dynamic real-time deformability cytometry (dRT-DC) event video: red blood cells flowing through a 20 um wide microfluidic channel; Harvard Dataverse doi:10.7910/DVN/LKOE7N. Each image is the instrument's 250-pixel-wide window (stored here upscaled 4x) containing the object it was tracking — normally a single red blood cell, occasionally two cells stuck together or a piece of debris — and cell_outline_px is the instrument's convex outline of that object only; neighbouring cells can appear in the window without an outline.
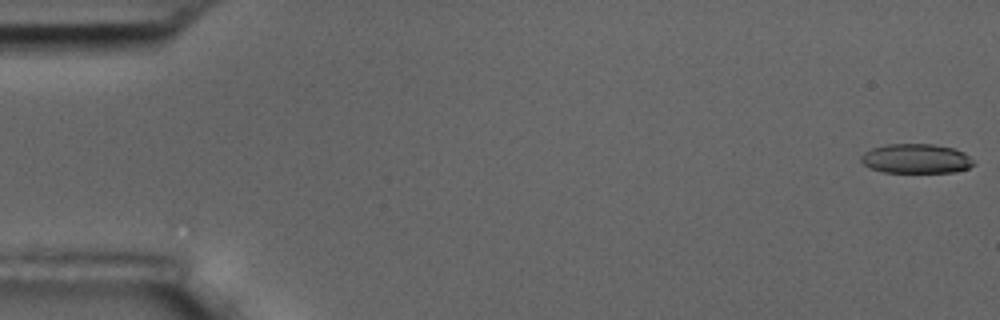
{"species": "common noctule bat (a hibernating species)", "species_latin": "Nyctalus noctula", "temperature_condition": "room temperature", "stored_images_in_passage": 7, "camera_frame_rate_fps": 3000, "um_per_image_px": 0.085, "animal": {"sex": "male", "body_mass_g": 17.5, "forearm_length_mm": 52.3}, "frame": {"image": 1, "passage_image": 1, "time_ms": 0.0, "image_size_px": [1000, 320], "cell_outline_px": [[976, 164], [968, 168], [952, 172], [884, 172], [868, 168], [860, 160], [860, 156], [864, 152], [872, 148], [884, 144], [932, 144], [952, 148], [964, 152]], "centroid_in_image_um": [77.83, 13.48], "position_along_channel_um": 7.2, "area_um2": 19.36}}
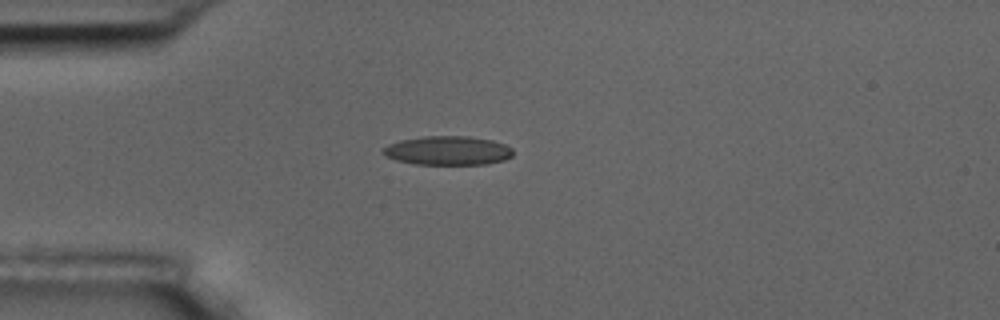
{"frame": {"image": 2, "passage_image": 4, "time_ms": 4.667, "image_size_px": [1000, 320], "cell_outline_px": [[512, 156], [504, 160], [484, 164], [416, 164], [396, 160], [380, 152], [388, 144], [400, 140], [424, 136], [468, 136], [492, 140], [504, 144], [512, 148]], "centroid_in_image_um": [38.06, 12.79], "position_along_channel_um": 46.9, "area_um2": 21.85}}